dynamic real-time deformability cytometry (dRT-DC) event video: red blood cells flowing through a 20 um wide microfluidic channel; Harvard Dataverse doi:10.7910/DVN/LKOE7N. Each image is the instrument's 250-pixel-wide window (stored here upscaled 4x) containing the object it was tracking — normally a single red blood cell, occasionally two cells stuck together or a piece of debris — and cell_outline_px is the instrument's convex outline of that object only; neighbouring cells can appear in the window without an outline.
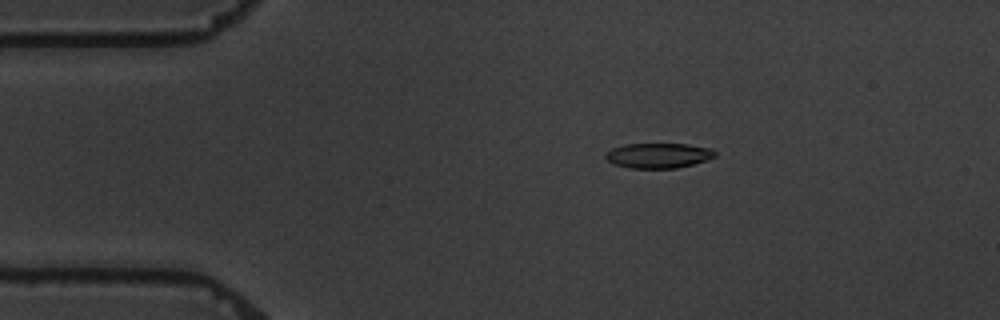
{"species": "common noctule bat (a hibernating species)", "species_latin": "Nyctalus noctula", "temperature_condition": "warm", "stored_images_in_passage": 5, "camera_frame_rate_fps": 3000, "um_per_image_px": 0.085, "animal": {"sex": "male", "body_mass_g": 19.5, "forearm_length_mm": 54.6}, "frame": {"image": 1, "passage_image": 3, "time_ms": 2.333, "image_size_px": [1000, 320], "cell_outline_px": [[716, 156], [708, 160], [676, 168], [628, 168], [612, 164], [604, 156], [612, 148], [624, 144], [688, 144], [712, 148], [716, 152]], "centroid_in_image_um": [55.98, 13.22], "position_along_channel_um": 29.0, "area_um2": 16.07}}